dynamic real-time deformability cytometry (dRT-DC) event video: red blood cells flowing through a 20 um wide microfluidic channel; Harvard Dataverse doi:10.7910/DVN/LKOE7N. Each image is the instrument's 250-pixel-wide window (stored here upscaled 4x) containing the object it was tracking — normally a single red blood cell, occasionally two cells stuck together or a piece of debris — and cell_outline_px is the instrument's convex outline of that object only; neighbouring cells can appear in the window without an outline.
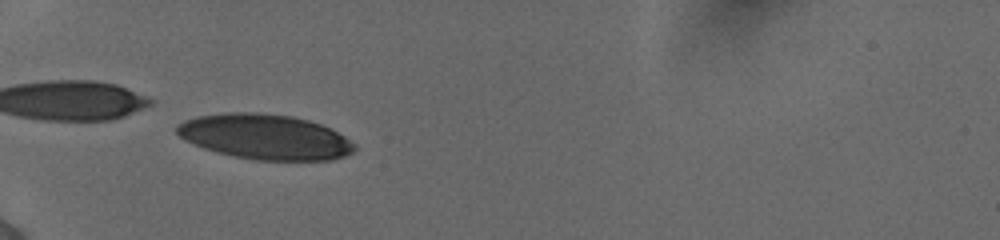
{"species": "human", "species_latin": "Homo sapiens", "temperature_condition": "cold", "stored_images_in_passage": 52, "camera_frame_rate_fps": 3000, "um_per_image_px": 0.085, "donor": {"sex": "female"}, "frame": {"image": 1, "passage_image": 17, "time_ms": 5.333, "image_size_px": [1000, 240], "cell_outline_px": [[356, 148], [352, 152], [344, 156], [332, 160], [256, 160], [232, 156], [216, 152], [204, 148], [184, 140], [176, 132], [176, 124], [184, 120], [196, 116], [228, 112], [256, 112], [292, 116], [308, 120], [320, 124], [344, 136], [356, 144]], "centroid_in_image_um": [22.5, 11.63], "position_along_channel_um": 62.5, "area_um2": 46.82}}
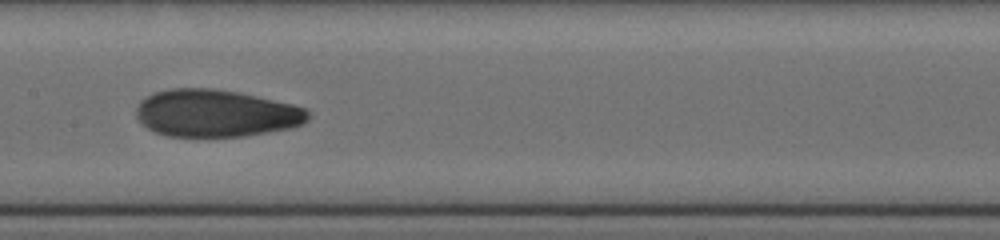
{"frame": {"image": 2, "passage_image": 28, "time_ms": 9.0, "image_size_px": [1000, 240], "cell_outline_px": [[308, 120], [304, 124], [292, 128], [244, 136], [168, 136], [156, 132], [148, 128], [136, 116], [136, 108], [140, 100], [144, 96], [152, 92], [168, 88], [212, 88], [240, 92], [292, 104], [304, 108], [308, 112]], "centroid_in_image_um": [18.33, 9.61], "position_along_channel_um": 189.1, "area_um2": 47.57}}
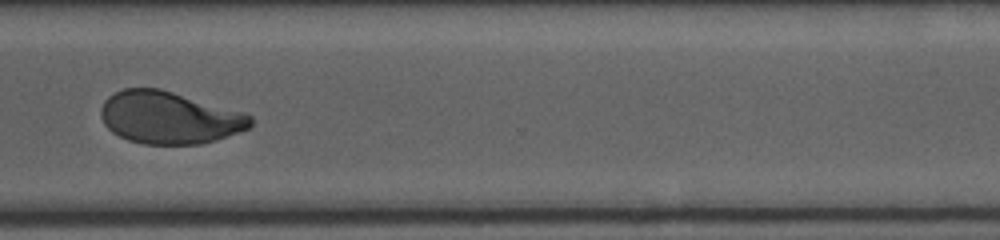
{"frame": {"image": 3, "passage_image": 41, "time_ms": 13.333, "image_size_px": [1000, 240], "cell_outline_px": [[252, 124], [248, 128], [216, 140], [200, 144], [144, 144], [128, 140], [112, 132], [104, 124], [100, 116], [100, 108], [104, 100], [108, 96], [124, 88], [160, 88], [244, 112], [252, 116]], "centroid_in_image_um": [14.36, 9.99], "position_along_channel_um": 356.2, "area_um2": 45.66}, "authors_computed_cell_mechanics": {"area_um2": 46.0666, "velocity_mm_per_s": 3.8751, "shape_relaxation_time_tau1_ms": 4.932, "shape_relaxation_time_tau2_ms": 1.3448, "deformation_change_tau1": 0.1614, "deformation_change_tau2": 0.0661}}